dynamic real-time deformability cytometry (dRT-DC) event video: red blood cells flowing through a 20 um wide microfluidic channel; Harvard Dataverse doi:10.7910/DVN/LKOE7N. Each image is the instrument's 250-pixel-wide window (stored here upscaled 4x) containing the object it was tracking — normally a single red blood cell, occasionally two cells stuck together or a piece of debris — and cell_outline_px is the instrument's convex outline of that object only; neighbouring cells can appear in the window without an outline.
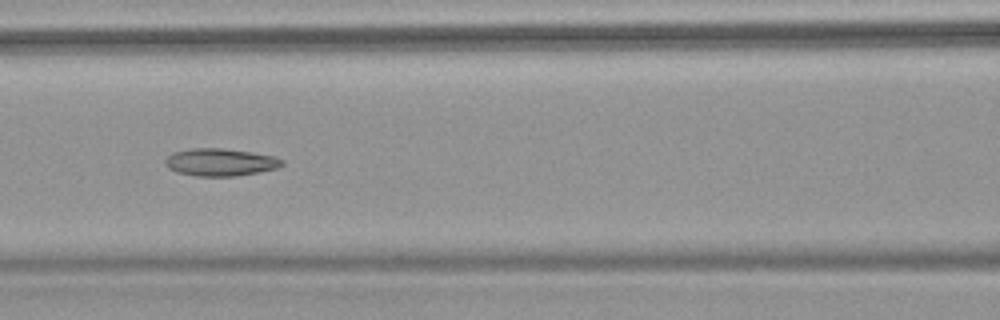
{"species": "common noctule bat (a hibernating species)", "species_latin": "Nyctalus noctula", "temperature_condition": "warm", "stored_images_in_passage": 8, "camera_frame_rate_fps": 3000, "um_per_image_px": 0.085, "animal": {"sex": "female", "body_mass_g": 18.4}, "frame": {"image": 1, "passage_image": 6, "time_ms": 6.667, "image_size_px": [1000, 320], "cell_outline_px": [[284, 164], [276, 168], [260, 172], [236, 176], [196, 176], [176, 172], [168, 168], [164, 164], [164, 160], [172, 152], [192, 148], [220, 148], [252, 152], [276, 156], [284, 160]], "centroid_in_image_um": [18.72, 13.79], "position_along_channel_um": 147.9, "area_um2": 18.9}}
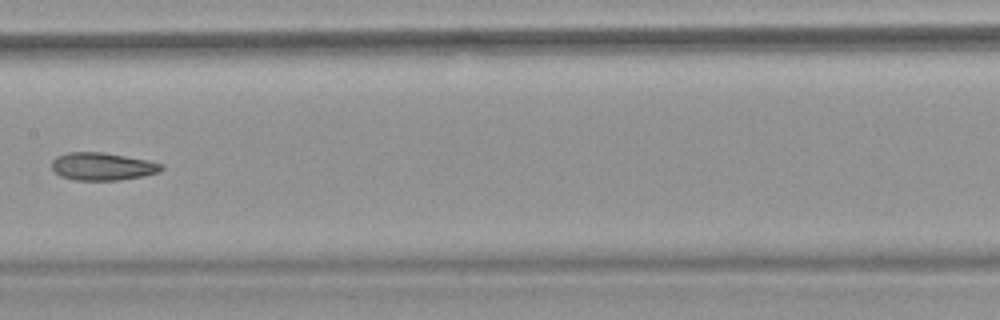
{"frame": {"image": 2, "passage_image": 7, "time_ms": 8.0, "image_size_px": [1000, 320], "cell_outline_px": [[164, 168], [160, 172], [144, 176], [120, 180], [76, 180], [60, 176], [52, 168], [52, 160], [56, 156], [68, 152], [104, 152], [148, 160], [164, 164]], "centroid_in_image_um": [8.74, 14.14], "position_along_channel_um": 198.7, "area_um2": 17.86}}
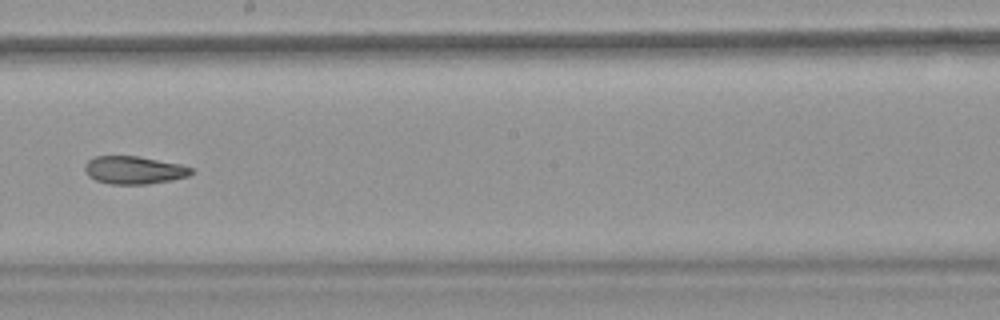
{"frame": {"image": 3, "passage_image": 8, "time_ms": 9.0, "image_size_px": [1000, 320], "cell_outline_px": [[196, 172], [188, 176], [172, 180], [148, 184], [112, 184], [96, 180], [88, 176], [84, 168], [84, 164], [88, 160], [96, 156], [136, 156], [180, 164], [192, 168]], "centroid_in_image_um": [11.4, 14.46], "position_along_channel_um": 236.8, "area_um2": 17.28}}